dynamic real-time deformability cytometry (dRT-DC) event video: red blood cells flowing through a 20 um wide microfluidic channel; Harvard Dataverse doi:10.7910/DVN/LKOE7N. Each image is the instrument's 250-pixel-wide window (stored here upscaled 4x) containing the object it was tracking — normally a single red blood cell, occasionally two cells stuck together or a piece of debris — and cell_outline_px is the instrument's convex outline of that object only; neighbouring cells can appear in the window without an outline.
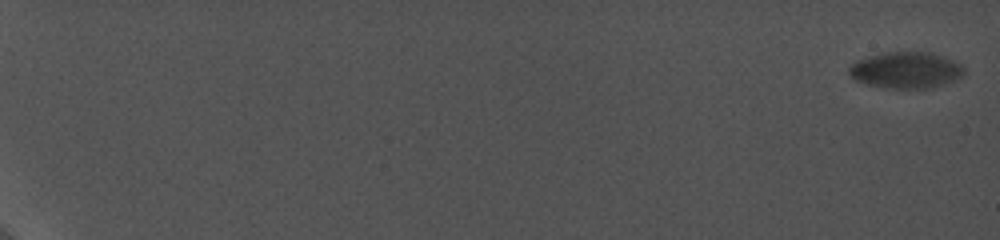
{"species": "common noctule bat (a hibernating species)", "species_latin": "Nyctalus noctula", "temperature_condition": "cold", "stored_images_in_passage": 24, "camera_frame_rate_fps": 5000, "um_per_image_px": 0.085, "animal": {"sex": "female", "body_mass_g": 19.0, "forearm_length_mm": 56.7}, "frame": {"image": 1, "passage_image": 1, "time_ms": 0.0, "image_size_px": [1000, 240], "cell_outline_px": [[964, 72], [960, 76], [952, 80], [932, 88], [888, 88], [868, 84], [856, 80], [848, 72], [848, 68], [856, 60], [868, 56], [884, 52], [932, 52], [944, 56], [960, 64], [964, 68]], "centroid_in_image_um": [76.98, 5.94], "position_along_channel_um": 8.0, "area_um2": 24.16}}
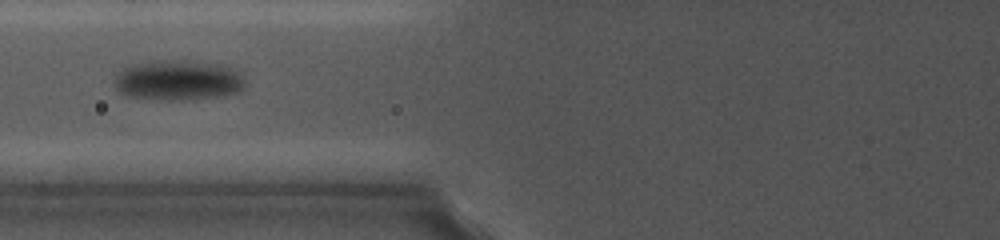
{"frame": {"image": 2, "passage_image": 13, "time_ms": 10.6, "image_size_px": [1000, 240], "cell_outline_px": [[244, 88], [236, 92], [216, 96], [172, 100], [168, 100], [132, 96], [120, 92], [112, 84], [120, 68], [132, 64], [160, 60], [184, 60], [220, 64], [236, 68], [240, 72], [244, 80]], "centroid_in_image_um": [15.12, 6.79], "position_along_channel_um": 110.7, "area_um2": 30.52}}
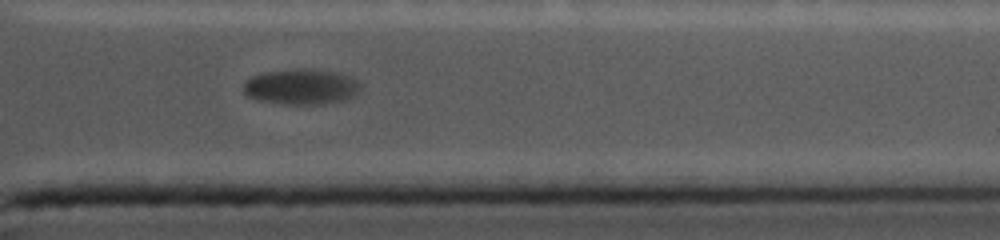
{"frame": {"image": 3, "passage_image": 22, "time_ms": 18.4, "image_size_px": [1000, 240], "cell_outline_px": [[360, 88], [352, 96], [344, 100], [324, 104], [280, 104], [260, 100], [248, 96], [244, 92], [244, 80], [252, 76], [268, 72], [340, 72], [352, 76], [360, 84]], "centroid_in_image_um": [25.61, 7.43], "position_along_channel_um": 385.8, "area_um2": 23.18}}